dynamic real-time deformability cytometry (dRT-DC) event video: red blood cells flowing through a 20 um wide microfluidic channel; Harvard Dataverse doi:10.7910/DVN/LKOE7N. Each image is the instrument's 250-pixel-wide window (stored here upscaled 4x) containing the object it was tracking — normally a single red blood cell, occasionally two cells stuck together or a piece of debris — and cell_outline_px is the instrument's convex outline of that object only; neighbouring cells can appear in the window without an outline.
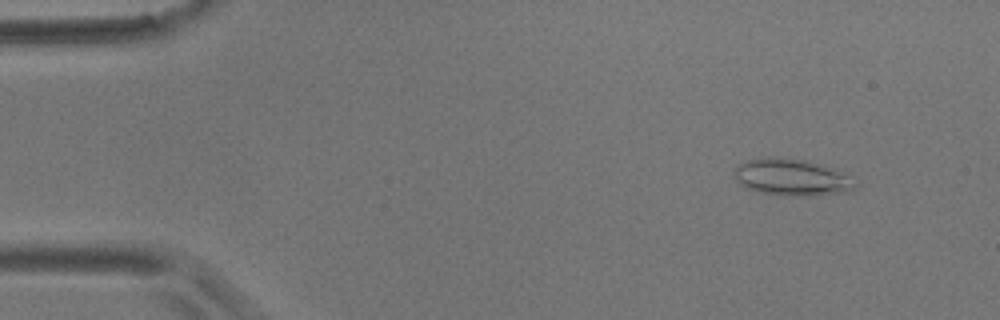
{"species": "common noctule bat (a hibernating species)", "species_latin": "Nyctalus noctula", "temperature_condition": "room temperature", "stored_images_in_passage": 15, "camera_frame_rate_fps": 3000, "um_per_image_px": 0.085, "animal": {"sex": "male", "body_mass_g": 17.9}, "frame": {"image": 1, "passage_image": 2, "time_ms": 1.333, "image_size_px": [1000, 320], "cell_outline_px": [[860, 184], [848, 192], [816, 196], [780, 196], [760, 192], [748, 188], [740, 184], [736, 180], [736, 168], [740, 164], [748, 160], [764, 156], [772, 156], [804, 160], [820, 164], [832, 168], [848, 176]], "centroid_in_image_um": [67.33, 15.09], "position_along_channel_um": 17.7, "area_um2": 26.07}}
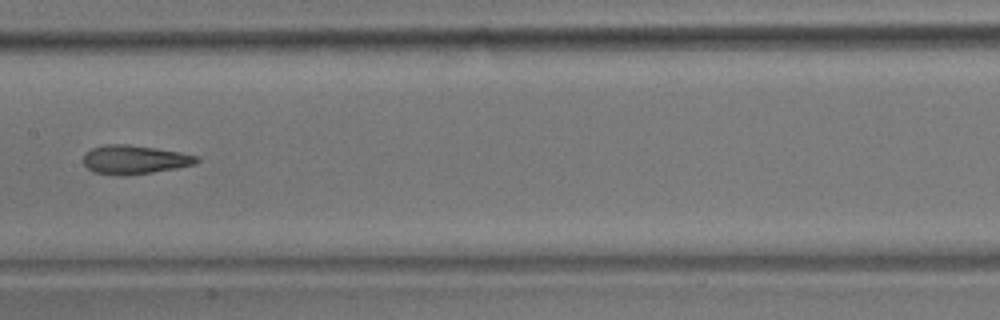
{"frame": {"image": 2, "passage_image": 8, "time_ms": 9.0, "image_size_px": [1000, 320], "cell_outline_px": [[200, 160], [196, 164], [176, 168], [152, 172], [120, 176], [92, 172], [84, 164], [84, 152], [92, 148], [104, 144], [128, 144], [156, 148], [180, 152], [196, 156]], "centroid_in_image_um": [11.4, 13.56], "position_along_channel_um": 196.0, "area_um2": 19.07}}
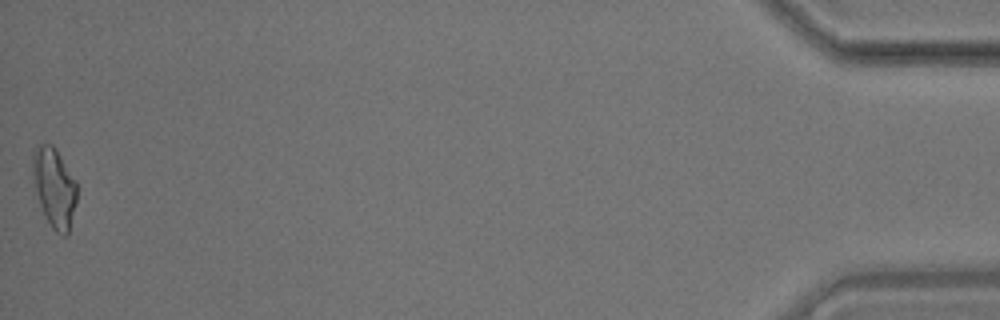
{"frame": {"image": 3, "passage_image": 15, "time_ms": 18.333, "image_size_px": [1000, 320], "cell_outline_px": [[76, 204], [68, 236], [64, 236], [56, 232], [52, 228], [40, 204], [36, 192], [32, 172], [32, 148], [40, 144], [52, 144], [56, 148], [76, 180]], "centroid_in_image_um": [4.62, 15.91], "position_along_channel_um": 430.6, "area_um2": 20.58}, "authors_computed_cell_mechanics": {"area_um2": 19.3052, "velocity_mm_per_s": 3.5426, "shape_relaxation_time_tau1_ms": 7.178, "shape_relaxation_time_tau2_ms": 2.3069, "deformation_change_tau1": 0.1892, "deformation_change_tau2": 0.1214}}